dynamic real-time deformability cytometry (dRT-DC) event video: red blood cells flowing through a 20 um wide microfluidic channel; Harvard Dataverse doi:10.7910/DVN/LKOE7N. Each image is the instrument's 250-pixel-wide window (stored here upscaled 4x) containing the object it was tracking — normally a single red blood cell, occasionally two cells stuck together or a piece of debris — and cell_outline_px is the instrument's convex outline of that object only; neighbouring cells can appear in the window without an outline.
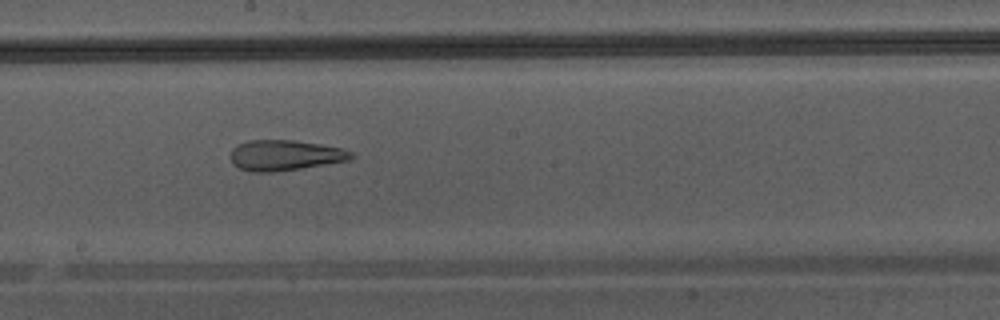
{"species": "Egyptian fruit bat (a non-hibernating species)", "species_latin": "Rousettus aegyptiacus", "temperature_condition": "warm", "stored_images_in_passage": 48, "camera_frame_rate_fps": 3000, "um_per_image_px": 0.085, "animal": {"sex": "male"}, "frame": {"image": 1, "passage_image": 28, "time_ms": 9.0, "image_size_px": [1000, 320], "cell_outline_px": [[356, 156], [348, 160], [300, 168], [272, 172], [252, 172], [240, 168], [232, 164], [228, 156], [232, 148], [248, 140], [292, 140], [320, 144], [344, 148], [352, 152]], "centroid_in_image_um": [24.19, 13.19], "position_along_channel_um": 224.0, "area_um2": 21.5}}